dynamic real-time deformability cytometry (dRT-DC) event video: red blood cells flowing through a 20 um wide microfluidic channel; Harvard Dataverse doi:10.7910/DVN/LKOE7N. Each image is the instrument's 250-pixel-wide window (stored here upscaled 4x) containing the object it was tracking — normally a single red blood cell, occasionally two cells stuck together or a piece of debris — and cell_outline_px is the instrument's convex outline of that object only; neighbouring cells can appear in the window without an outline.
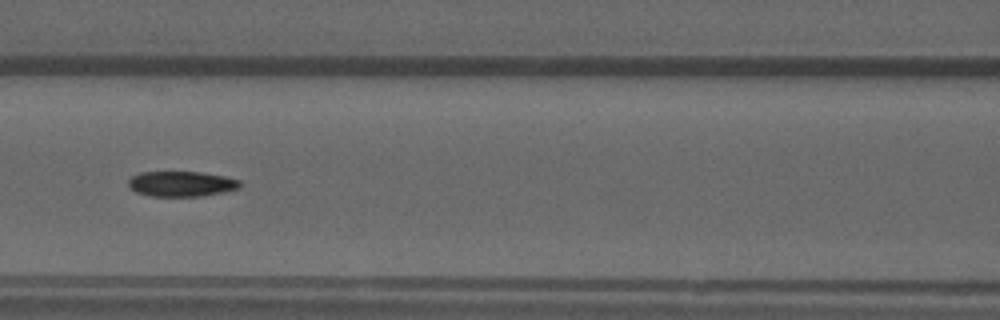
{"species": "common noctule bat (a hibernating species)", "species_latin": "Nyctalus noctula", "temperature_condition": "warm", "stored_images_in_passage": 41, "camera_frame_rate_fps": 3000, "um_per_image_px": 0.085, "animal": {"sex": "male", "forearm_length_mm": 52.5}, "frame": {"image": 1, "passage_image": 23, "time_ms": 7.333, "image_size_px": [1000, 320], "cell_outline_px": [[240, 188], [224, 192], [200, 196], [148, 196], [136, 192], [128, 188], [128, 180], [132, 176], [140, 172], [200, 172], [224, 176], [240, 180]], "centroid_in_image_um": [15.39, 15.63], "position_along_channel_um": 151.2, "area_um2": 16.53}}
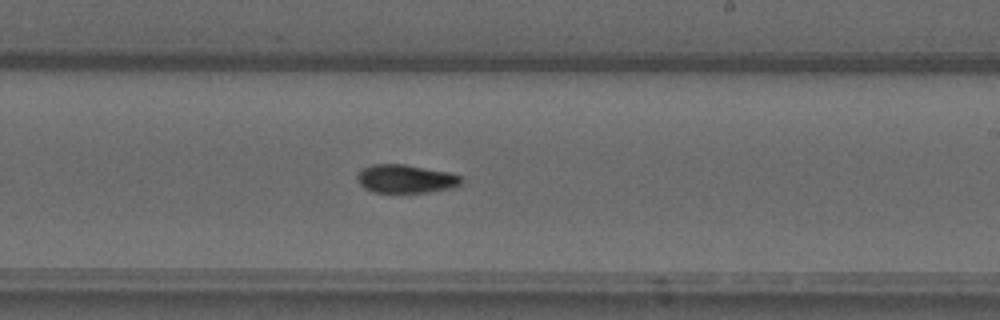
{"frame": {"image": 2, "passage_image": 31, "time_ms": 10.0, "image_size_px": [1000, 320], "cell_outline_px": [[464, 180], [460, 184], [452, 188], [428, 192], [372, 192], [364, 188], [360, 184], [356, 176], [364, 168], [372, 164], [404, 164], [448, 172], [460, 176]], "centroid_in_image_um": [34.49, 15.2], "position_along_channel_um": 254.5, "area_um2": 17.11}}
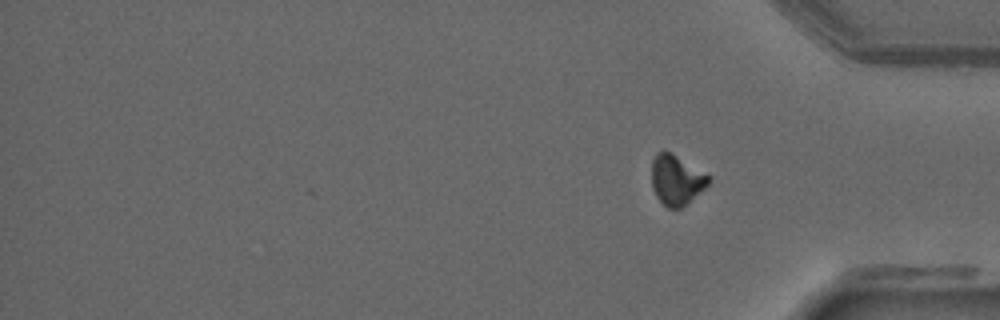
{"frame": {"image": 3, "passage_image": 41, "time_ms": 13.333, "image_size_px": [1000, 320], "cell_outline_px": [[712, 180], [704, 188], [680, 208], [668, 208], [656, 196], [652, 188], [652, 160], [656, 152], [664, 148], [672, 152], [712, 176]], "centroid_in_image_um": [57.49, 15.22], "position_along_channel_um": 377.7, "area_um2": 16.82}, "authors_computed_cell_mechanics": {"area_um2": 16.8198, "velocity_mm_per_s": 3.8923, "shape_relaxation_time_tau1_ms": null, "shape_relaxation_time_tau2_ms": 7.3324, "deformation_change_tau1": null, "deformation_change_tau2": 0.109}}